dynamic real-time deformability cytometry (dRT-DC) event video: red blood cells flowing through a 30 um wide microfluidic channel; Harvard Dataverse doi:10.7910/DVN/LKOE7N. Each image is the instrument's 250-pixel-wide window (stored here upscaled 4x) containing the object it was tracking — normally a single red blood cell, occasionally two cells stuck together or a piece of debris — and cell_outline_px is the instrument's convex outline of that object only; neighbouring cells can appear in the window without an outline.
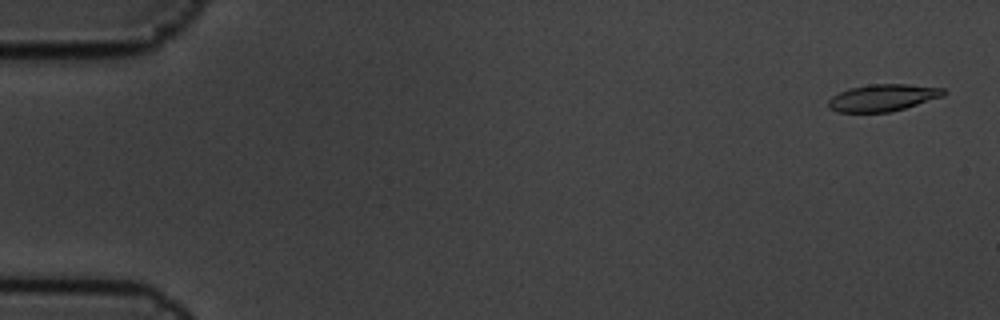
{"species": "common noctule bat (a hibernating species)", "species_latin": "Nyctalus noctula", "temperature_condition": "cold", "stored_images_in_passage": 8, "segment_of_instrument_passage": [1, 2], "camera_frame_rate_fps": 3000, "um_per_image_px": 0.085, "animal": {"sex": "male", "body_mass_g": 19.5, "forearm_length_mm": 54.6}, "frame": {"image": 1, "passage_image": 1, "time_ms": 0.0, "image_size_px": [1000, 320], "cell_outline_px": [[948, 92], [944, 96], [892, 112], [836, 112], [828, 108], [828, 100], [832, 96], [848, 88], [868, 84], [908, 84], [944, 88]], "centroid_in_image_um": [75.04, 8.3], "position_along_channel_um": 10.0, "area_um2": 18.32}}
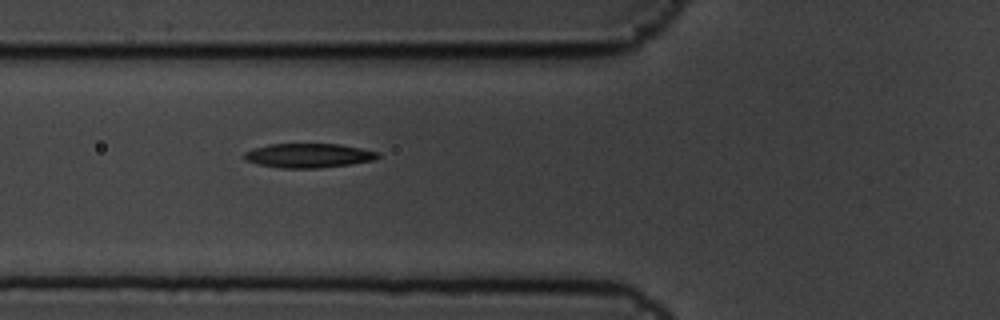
{"frame": {"image": 2, "passage_image": 7, "time_ms": 2.0, "image_size_px": [1000, 320], "cell_outline_px": [[380, 156], [376, 160], [320, 168], [280, 168], [260, 164], [244, 160], [244, 152], [252, 148], [268, 144], [340, 144], [380, 152]], "centroid_in_image_um": [26.23, 13.22], "position_along_channel_um": 99.6, "area_um2": 18.96}}